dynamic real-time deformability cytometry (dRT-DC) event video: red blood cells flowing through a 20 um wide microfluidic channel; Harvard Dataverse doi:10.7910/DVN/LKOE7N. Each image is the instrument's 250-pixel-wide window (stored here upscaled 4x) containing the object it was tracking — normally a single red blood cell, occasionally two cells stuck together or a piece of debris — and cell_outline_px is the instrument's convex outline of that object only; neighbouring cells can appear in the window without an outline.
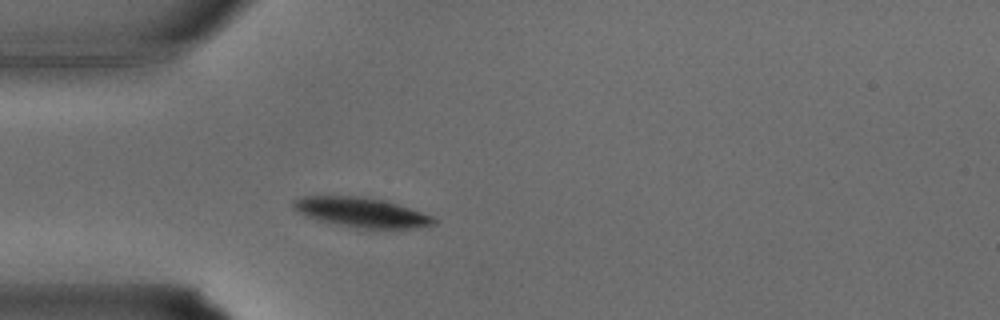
{"species": "common noctule bat (a hibernating species)", "species_latin": "Nyctalus noctula", "temperature_condition": "warm", "stored_images_in_passage": 22, "camera_frame_rate_fps": 3000, "um_per_image_px": 0.085, "animal": {"sex": "male", "body_mass_g": 15.6}, "frame": {"image": 1, "passage_image": 4, "time_ms": 1.0, "image_size_px": [1000, 320], "cell_outline_px": [[436, 224], [408, 228], [356, 228], [316, 220], [296, 212], [292, 208], [292, 200], [300, 196], [360, 196], [384, 200], [432, 216], [436, 220]], "centroid_in_image_um": [30.62, 18.04], "position_along_channel_um": 54.4, "area_um2": 24.22}}
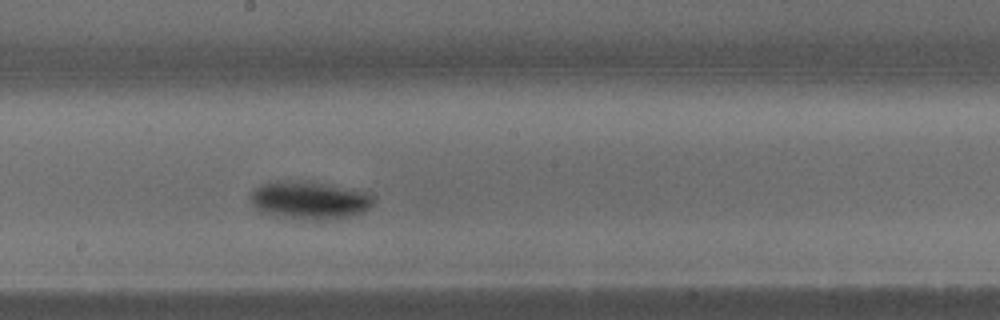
{"frame": {"image": 2, "passage_image": 13, "time_ms": 4.0, "image_size_px": [1000, 320], "cell_outline_px": [[376, 200], [364, 212], [352, 216], [324, 220], [288, 220], [276, 216], [256, 208], [252, 204], [248, 196], [260, 184], [276, 180], [332, 184], [372, 192], [376, 196]], "centroid_in_image_um": [26.36, 17.03], "position_along_channel_um": 221.8, "area_um2": 27.92}}
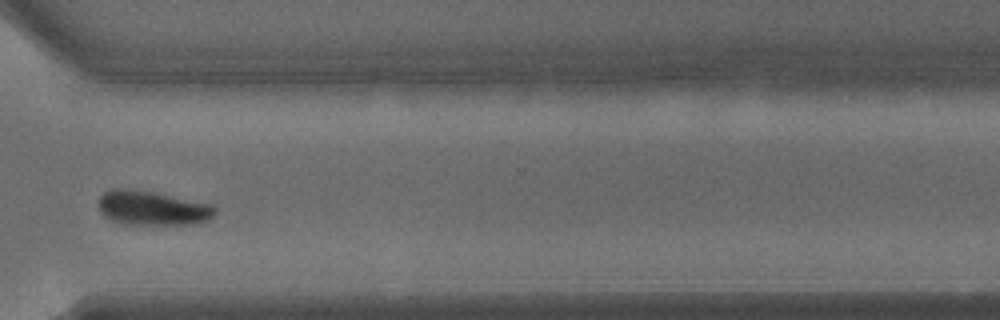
{"frame": {"image": 3, "passage_image": 20, "time_ms": 6.333, "image_size_px": [1000, 320], "cell_outline_px": [[216, 212], [208, 220], [196, 224], [120, 224], [104, 216], [100, 212], [96, 204], [96, 200], [104, 192], [112, 188], [124, 188], [152, 192], [212, 204], [216, 208]], "centroid_in_image_um": [12.89, 17.69], "position_along_channel_um": 357.7, "area_um2": 23.52}}